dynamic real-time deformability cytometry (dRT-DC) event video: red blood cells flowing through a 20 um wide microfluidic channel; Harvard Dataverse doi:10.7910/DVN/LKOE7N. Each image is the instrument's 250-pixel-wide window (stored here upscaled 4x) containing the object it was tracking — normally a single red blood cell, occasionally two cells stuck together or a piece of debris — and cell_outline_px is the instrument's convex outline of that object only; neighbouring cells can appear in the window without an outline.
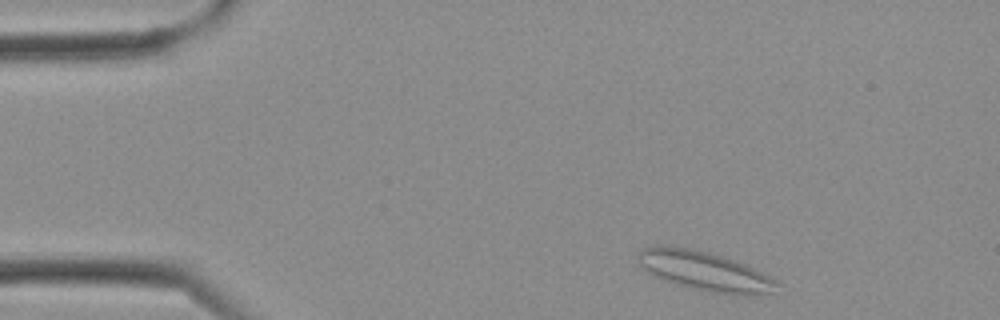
{"species": "Egyptian fruit bat (a non-hibernating species)", "species_latin": "Rousettus aegyptiacus", "temperature_condition": "cold", "stored_images_in_passage": 17, "camera_frame_rate_fps": 3000, "um_per_image_px": 0.085, "frame": {"image": 1, "passage_image": 1, "time_ms": 0.0, "image_size_px": [1000, 320], "cell_outline_px": [[784, 284], [772, 292], [744, 296], [732, 296], [692, 288], [676, 284], [664, 280], [640, 268], [636, 256], [640, 248], [664, 244], [668, 244], [708, 252], [748, 264], [764, 272]], "centroid_in_image_um": [59.93, 23.04], "position_along_channel_um": 25.1, "area_um2": 32.71}}
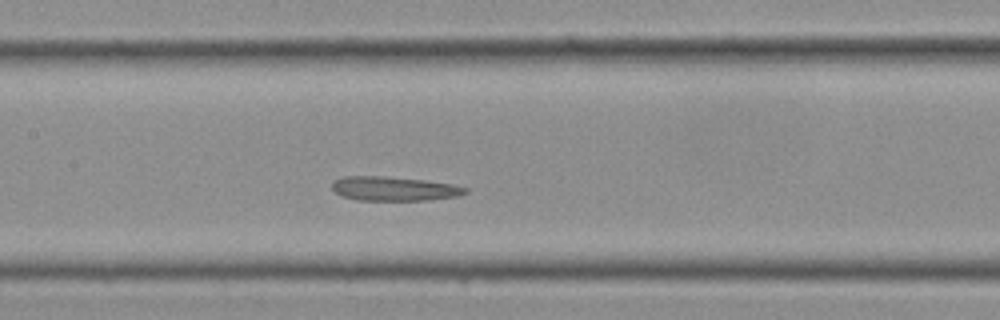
{"frame": {"image": 2, "passage_image": 11, "time_ms": 3.333, "image_size_px": [1000, 320], "cell_outline_px": [[468, 192], [456, 196], [428, 200], [356, 200], [344, 196], [336, 192], [332, 188], [332, 184], [336, 180], [344, 176], [384, 176], [424, 180], [452, 184], [468, 188]], "centroid_in_image_um": [33.51, 16.03], "position_along_channel_um": 173.9, "area_um2": 18.61}}
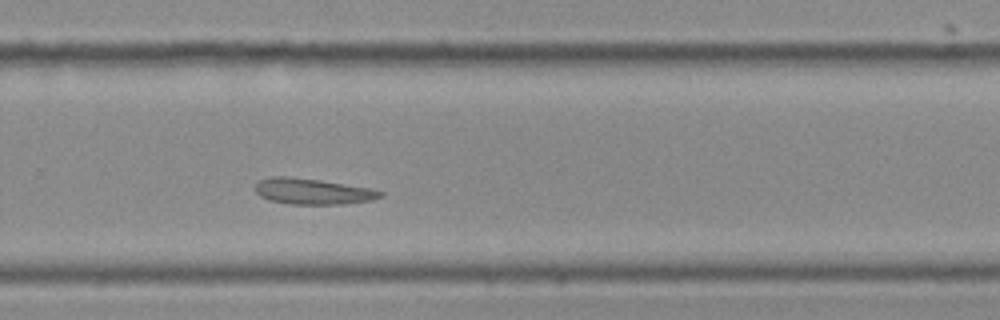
{"frame": {"image": 3, "passage_image": 17, "time_ms": 5.333, "image_size_px": [1000, 320], "cell_outline_px": [[384, 196], [372, 200], [344, 204], [292, 204], [268, 200], [260, 196], [256, 192], [256, 184], [260, 180], [272, 176], [288, 176], [320, 180], [372, 188], [384, 192]], "centroid_in_image_um": [26.61, 16.27], "position_along_channel_um": 303.2, "area_um2": 18.96}}